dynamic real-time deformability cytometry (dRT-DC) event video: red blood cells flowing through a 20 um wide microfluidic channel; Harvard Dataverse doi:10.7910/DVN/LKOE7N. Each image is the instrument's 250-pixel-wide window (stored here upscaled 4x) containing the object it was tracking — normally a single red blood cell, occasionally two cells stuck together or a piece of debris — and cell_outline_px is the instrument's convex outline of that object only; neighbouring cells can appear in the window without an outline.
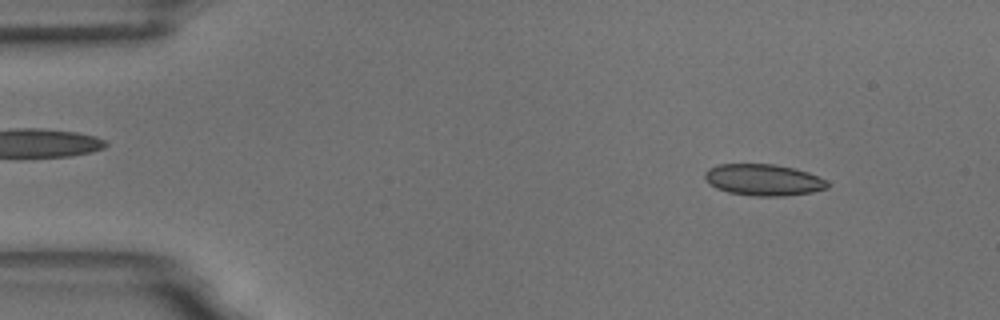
{"species": "common noctule bat (a hibernating species)", "species_latin": "Nyctalus noctula", "temperature_condition": "room temperature", "stored_images_in_passage": 55, "camera_frame_rate_fps": 3000, "um_per_image_px": 0.085, "animal": {"sex": "male", "body_mass_g": 18.8}, "frame": {"image": 1, "passage_image": 6, "time_ms": 1.667, "image_size_px": [1000, 320], "cell_outline_px": [[832, 184], [828, 188], [812, 192], [784, 196], [752, 196], [728, 192], [716, 188], [704, 176], [704, 172], [708, 168], [720, 164], [772, 164], [792, 168], [808, 172], [828, 180]], "centroid_in_image_um": [64.94, 15.29], "position_along_channel_um": 20.1, "area_um2": 22.54}}
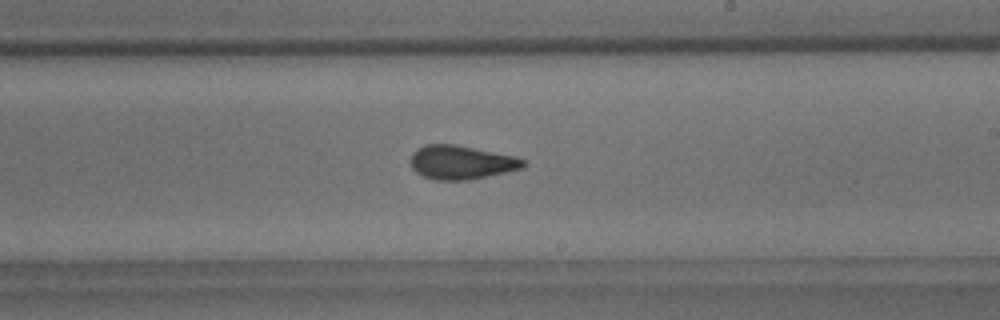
{"frame": {"image": 2, "passage_image": 32, "time_ms": 10.333, "image_size_px": [1000, 320], "cell_outline_px": [[528, 164], [524, 168], [508, 172], [472, 180], [436, 180], [424, 176], [416, 172], [412, 168], [412, 152], [416, 148], [424, 144], [456, 144], [516, 156], [524, 160]], "centroid_in_image_um": [39.26, 13.8], "position_along_channel_um": 249.7, "area_um2": 22.54}}
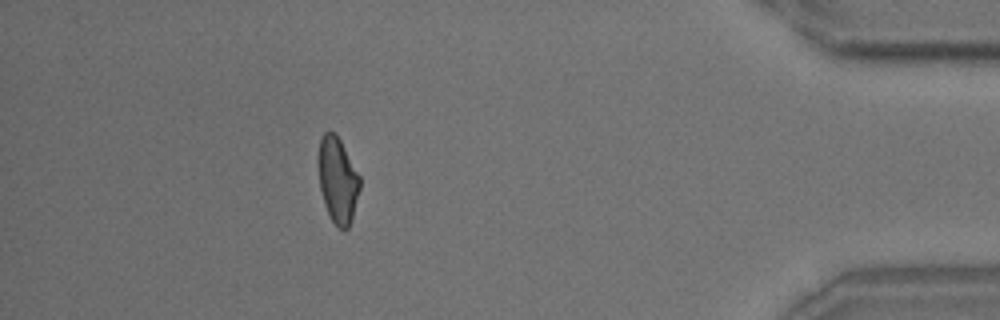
{"frame": {"image": 3, "passage_image": 49, "time_ms": 16.0, "image_size_px": [1000, 320], "cell_outline_px": [[360, 188], [352, 220], [348, 228], [344, 232], [332, 220], [324, 204], [320, 188], [316, 164], [316, 160], [320, 136], [324, 132], [336, 132], [360, 176]], "centroid_in_image_um": [28.67, 15.27], "position_along_channel_um": 406.5, "area_um2": 21.21}, "authors_computed_cell_mechanics": {"area_um2": 21.964, "velocity_mm_per_s": 3.6392, "shape_relaxation_time_tau1_ms": 4.6943, "shape_relaxation_time_tau2_ms": 1.7521, "deformation_change_tau1": 0.1211, "deformation_change_tau2": 0.0747}}